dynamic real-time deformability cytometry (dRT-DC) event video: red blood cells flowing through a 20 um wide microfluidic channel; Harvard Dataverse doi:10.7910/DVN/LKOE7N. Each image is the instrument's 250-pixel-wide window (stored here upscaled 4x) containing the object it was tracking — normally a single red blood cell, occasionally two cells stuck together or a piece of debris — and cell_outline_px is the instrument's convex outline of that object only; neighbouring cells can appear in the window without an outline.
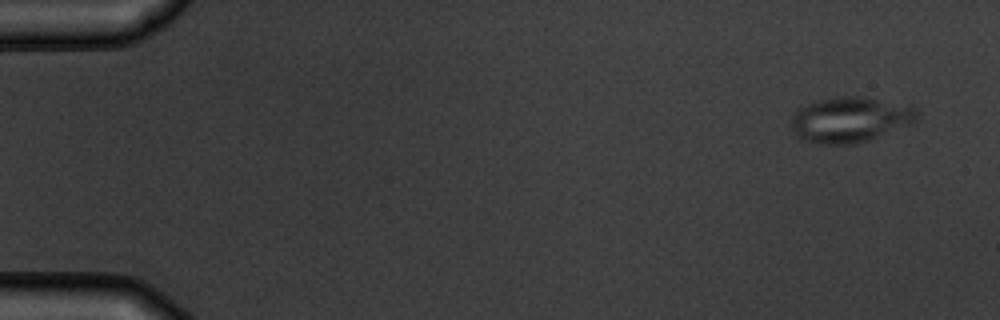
{"species": "common noctule bat (a hibernating species)", "species_latin": "Nyctalus noctula", "temperature_condition": "warm", "stored_images_in_passage": 5, "camera_frame_rate_fps": 3000, "um_per_image_px": 0.085, "animal": {"sex": "male", "body_mass_g": 19.5, "forearm_length_mm": 54.6}, "frame": {"image": 1, "passage_image": 1, "time_ms": 0.0, "image_size_px": [1000, 320], "cell_outline_px": [[916, 124], [868, 140], [852, 144], [816, 144], [800, 140], [796, 136], [788, 124], [792, 116], [800, 108], [816, 100], [836, 96], [856, 96], [912, 104], [916, 108]], "centroid_in_image_um": [72.27, 10.17], "position_along_channel_um": 12.7, "area_um2": 34.04}}